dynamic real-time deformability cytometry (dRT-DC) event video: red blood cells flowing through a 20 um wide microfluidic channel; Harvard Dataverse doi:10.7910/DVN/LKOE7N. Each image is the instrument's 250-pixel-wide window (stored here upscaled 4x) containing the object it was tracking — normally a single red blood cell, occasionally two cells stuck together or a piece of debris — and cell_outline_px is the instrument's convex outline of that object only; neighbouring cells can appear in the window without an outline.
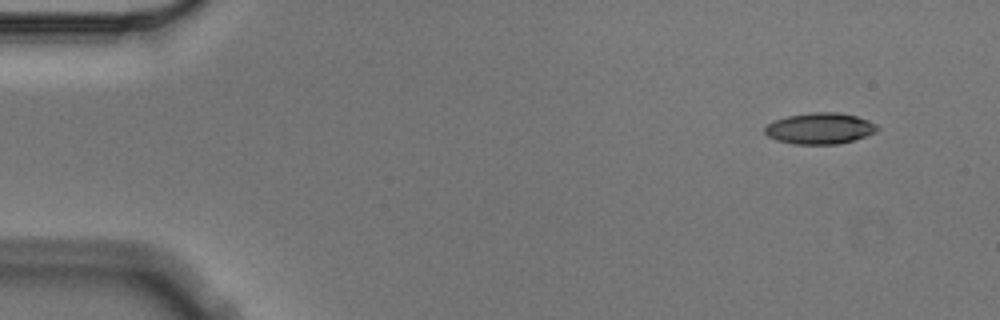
{"species": "Egyptian fruit bat (a non-hibernating species)", "species_latin": "Rousettus aegyptiacus", "temperature_condition": "cold", "stored_images_in_passage": 5, "camera_frame_rate_fps": 3000, "um_per_image_px": 0.085, "animal": {"sex": "male"}, "frame": {"image": 1, "passage_image": 1, "time_ms": 0.0, "image_size_px": [1000, 320], "cell_outline_px": [[880, 128], [876, 132], [852, 140], [836, 144], [792, 144], [776, 140], [768, 136], [764, 132], [764, 128], [772, 120], [788, 116], [812, 112], [840, 112], [856, 116], [868, 120], [876, 124]], "centroid_in_image_um": [69.67, 10.91], "position_along_channel_um": 15.3, "area_um2": 20.46}}
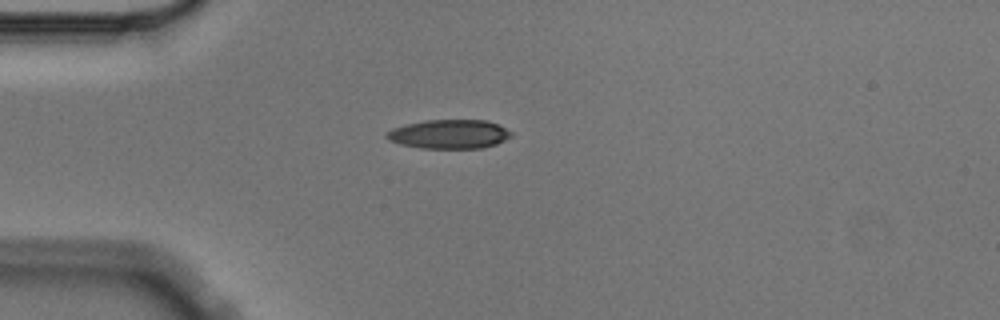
{"frame": {"image": 2, "passage_image": 4, "time_ms": 1.0, "image_size_px": [1000, 320], "cell_outline_px": [[512, 136], [496, 144], [480, 148], [420, 148], [400, 144], [388, 140], [384, 136], [392, 128], [424, 120], [488, 120], [512, 132]], "centroid_in_image_um": [38.17, 11.4], "position_along_channel_um": 46.8, "area_um2": 20.98}}
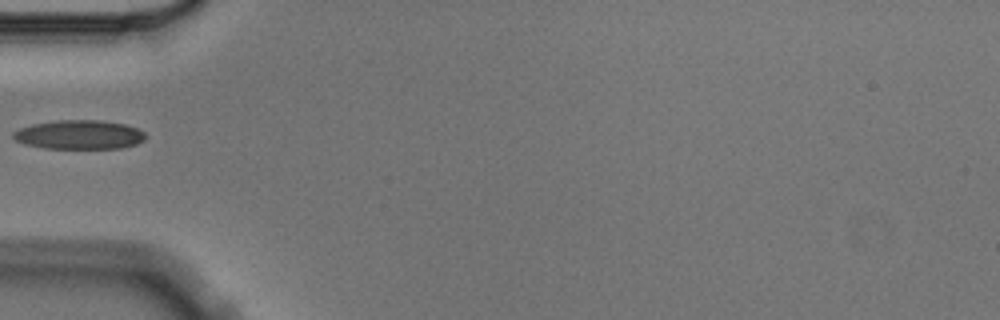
{"frame": {"image": 3, "passage_image": 5, "time_ms": 1.333, "image_size_px": [1000, 320], "cell_outline_px": [[144, 140], [136, 144], [120, 148], [44, 148], [24, 144], [16, 140], [12, 136], [12, 132], [20, 128], [32, 124], [56, 120], [100, 120], [124, 124], [136, 128], [144, 132]], "centroid_in_image_um": [6.7, 11.44], "position_along_channel_um": 78.3, "area_um2": 22.31}}